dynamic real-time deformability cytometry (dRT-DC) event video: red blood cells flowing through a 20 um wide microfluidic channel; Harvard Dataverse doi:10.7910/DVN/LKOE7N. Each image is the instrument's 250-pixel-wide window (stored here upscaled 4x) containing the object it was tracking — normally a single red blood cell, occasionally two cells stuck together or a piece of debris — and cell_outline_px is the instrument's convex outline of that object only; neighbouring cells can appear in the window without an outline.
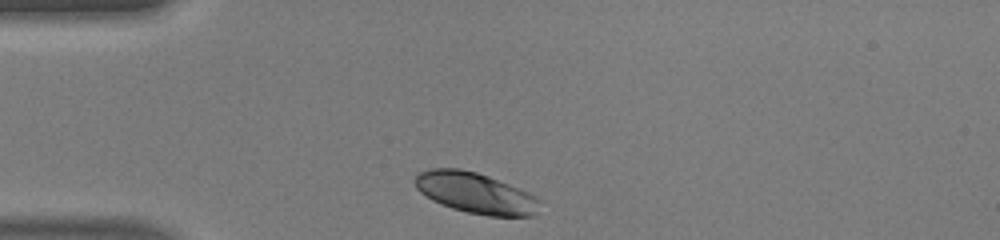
{"species": "human", "species_latin": "Homo sapiens", "temperature_condition": "warm", "stored_images_in_passage": 29, "camera_frame_rate_fps": 3000, "um_per_image_px": 0.085, "donor": {"sex": "male"}, "frame": {"image": 1, "passage_image": 1, "time_ms": 0.0, "image_size_px": [1000, 240], "cell_outline_px": [[540, 200], [536, 212], [532, 216], [488, 216], [468, 212], [452, 208], [440, 204], [432, 200], [420, 192], [416, 188], [412, 180], [420, 172], [432, 168], [460, 168], [476, 172], [488, 176], [528, 192], [536, 196]], "centroid_in_image_um": [40.38, 16.4], "position_along_channel_um": 44.6, "area_um2": 29.59}}
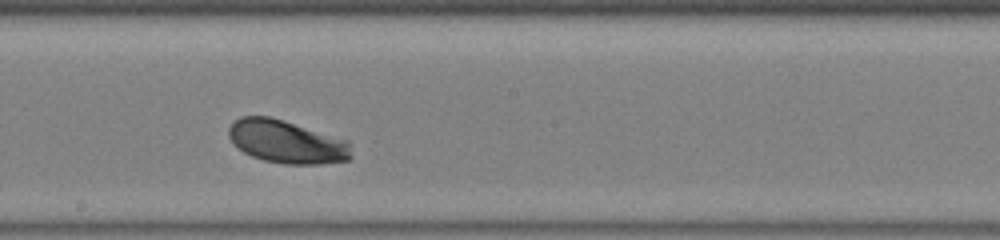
{"frame": {"image": 2, "passage_image": 16, "time_ms": 5.0, "image_size_px": [1000, 240], "cell_outline_px": [[352, 156], [348, 160], [320, 164], [284, 164], [264, 160], [252, 156], [244, 152], [232, 144], [228, 136], [228, 128], [240, 116], [268, 116], [348, 140]], "centroid_in_image_um": [24.34, 12.06], "position_along_channel_um": 223.9, "area_um2": 30.58}}
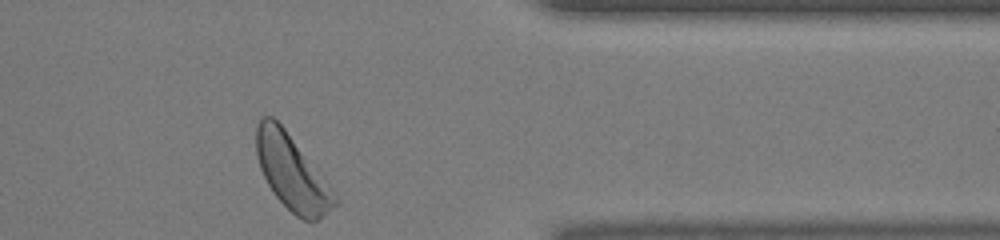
{"frame": {"image": 3, "passage_image": 29, "time_ms": 9.333, "image_size_px": [1000, 240], "cell_outline_px": [[340, 200], [332, 208], [316, 220], [304, 220], [296, 216], [272, 192], [260, 168], [256, 156], [256, 124], [260, 116], [272, 116], [284, 128]], "centroid_in_image_um": [24.77, 14.64], "position_along_channel_um": 386.6, "area_um2": 33.41}, "authors_computed_cell_mechanics": {"area_um2": 30.5762, "velocity_mm_per_s": 4.1022, "shape_relaxation_time_tau1_ms": 0.7162, "shape_relaxation_time_tau2_ms": null, "deformation_change_tau1": 0.0847, "deformation_change_tau2": null}}